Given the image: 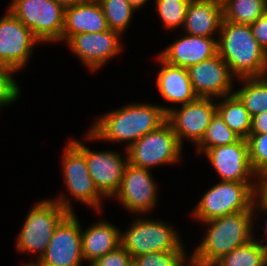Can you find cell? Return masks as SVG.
<instances>
[{"instance_id":"obj_34","label":"cell","mask_w":267,"mask_h":266,"mask_svg":"<svg viewBox=\"0 0 267 266\" xmlns=\"http://www.w3.org/2000/svg\"><path fill=\"white\" fill-rule=\"evenodd\" d=\"M255 178H258L255 182L254 188V203L252 208L256 210H267V173H258ZM259 199V200H258ZM257 203V204H256Z\"/></svg>"},{"instance_id":"obj_21","label":"cell","mask_w":267,"mask_h":266,"mask_svg":"<svg viewBox=\"0 0 267 266\" xmlns=\"http://www.w3.org/2000/svg\"><path fill=\"white\" fill-rule=\"evenodd\" d=\"M162 67L156 79V87L165 100L175 104H187L198 98L191 84L187 68L167 63L157 57Z\"/></svg>"},{"instance_id":"obj_6","label":"cell","mask_w":267,"mask_h":266,"mask_svg":"<svg viewBox=\"0 0 267 266\" xmlns=\"http://www.w3.org/2000/svg\"><path fill=\"white\" fill-rule=\"evenodd\" d=\"M8 10L41 42L62 41L65 8L55 0H12Z\"/></svg>"},{"instance_id":"obj_3","label":"cell","mask_w":267,"mask_h":266,"mask_svg":"<svg viewBox=\"0 0 267 266\" xmlns=\"http://www.w3.org/2000/svg\"><path fill=\"white\" fill-rule=\"evenodd\" d=\"M217 40L218 54L237 79L259 78L265 50L253 36L250 25L222 21Z\"/></svg>"},{"instance_id":"obj_38","label":"cell","mask_w":267,"mask_h":266,"mask_svg":"<svg viewBox=\"0 0 267 266\" xmlns=\"http://www.w3.org/2000/svg\"><path fill=\"white\" fill-rule=\"evenodd\" d=\"M129 4L135 9H140L148 0H127Z\"/></svg>"},{"instance_id":"obj_13","label":"cell","mask_w":267,"mask_h":266,"mask_svg":"<svg viewBox=\"0 0 267 266\" xmlns=\"http://www.w3.org/2000/svg\"><path fill=\"white\" fill-rule=\"evenodd\" d=\"M151 173L148 169L127 163L119 190L114 195L125 209L136 215L137 212L141 215L154 210L158 201L157 184Z\"/></svg>"},{"instance_id":"obj_16","label":"cell","mask_w":267,"mask_h":266,"mask_svg":"<svg viewBox=\"0 0 267 266\" xmlns=\"http://www.w3.org/2000/svg\"><path fill=\"white\" fill-rule=\"evenodd\" d=\"M120 37L119 32L109 29L99 33L76 34L66 43L89 70L96 71L121 52Z\"/></svg>"},{"instance_id":"obj_22","label":"cell","mask_w":267,"mask_h":266,"mask_svg":"<svg viewBox=\"0 0 267 266\" xmlns=\"http://www.w3.org/2000/svg\"><path fill=\"white\" fill-rule=\"evenodd\" d=\"M120 231L106 221L94 223L85 231L81 230L83 259L90 265L96 259L115 250L121 245Z\"/></svg>"},{"instance_id":"obj_14","label":"cell","mask_w":267,"mask_h":266,"mask_svg":"<svg viewBox=\"0 0 267 266\" xmlns=\"http://www.w3.org/2000/svg\"><path fill=\"white\" fill-rule=\"evenodd\" d=\"M62 157L65 186L76 200L100 211L102 194L88 171L85 156L69 141ZM101 203V204H100Z\"/></svg>"},{"instance_id":"obj_8","label":"cell","mask_w":267,"mask_h":266,"mask_svg":"<svg viewBox=\"0 0 267 266\" xmlns=\"http://www.w3.org/2000/svg\"><path fill=\"white\" fill-rule=\"evenodd\" d=\"M182 149L172 126L166 121L132 143L126 151L128 163L149 170L153 166L178 162Z\"/></svg>"},{"instance_id":"obj_40","label":"cell","mask_w":267,"mask_h":266,"mask_svg":"<svg viewBox=\"0 0 267 266\" xmlns=\"http://www.w3.org/2000/svg\"><path fill=\"white\" fill-rule=\"evenodd\" d=\"M22 266H39L38 259L36 261H30V263L24 264Z\"/></svg>"},{"instance_id":"obj_30","label":"cell","mask_w":267,"mask_h":266,"mask_svg":"<svg viewBox=\"0 0 267 266\" xmlns=\"http://www.w3.org/2000/svg\"><path fill=\"white\" fill-rule=\"evenodd\" d=\"M187 257L185 251L150 252L134 257L133 266H191Z\"/></svg>"},{"instance_id":"obj_17","label":"cell","mask_w":267,"mask_h":266,"mask_svg":"<svg viewBox=\"0 0 267 266\" xmlns=\"http://www.w3.org/2000/svg\"><path fill=\"white\" fill-rule=\"evenodd\" d=\"M204 154L208 157L221 181L256 182L251 181L256 176L253 172L245 138L237 142L209 148ZM250 177V178H249Z\"/></svg>"},{"instance_id":"obj_10","label":"cell","mask_w":267,"mask_h":266,"mask_svg":"<svg viewBox=\"0 0 267 266\" xmlns=\"http://www.w3.org/2000/svg\"><path fill=\"white\" fill-rule=\"evenodd\" d=\"M70 142L85 156L88 171L98 191L104 197H114L122 182L123 173L128 163L117 151H92L77 140ZM125 160V161H124Z\"/></svg>"},{"instance_id":"obj_29","label":"cell","mask_w":267,"mask_h":266,"mask_svg":"<svg viewBox=\"0 0 267 266\" xmlns=\"http://www.w3.org/2000/svg\"><path fill=\"white\" fill-rule=\"evenodd\" d=\"M190 0H156V10L166 29L183 27Z\"/></svg>"},{"instance_id":"obj_41","label":"cell","mask_w":267,"mask_h":266,"mask_svg":"<svg viewBox=\"0 0 267 266\" xmlns=\"http://www.w3.org/2000/svg\"><path fill=\"white\" fill-rule=\"evenodd\" d=\"M265 235H266V238H267V221H266V226H265ZM267 240V239H266ZM263 247H264V250H265V253H266V257H267V245L265 244H261Z\"/></svg>"},{"instance_id":"obj_39","label":"cell","mask_w":267,"mask_h":266,"mask_svg":"<svg viewBox=\"0 0 267 266\" xmlns=\"http://www.w3.org/2000/svg\"><path fill=\"white\" fill-rule=\"evenodd\" d=\"M267 50H265V55H264V66H263V70L261 73L260 78L267 80Z\"/></svg>"},{"instance_id":"obj_36","label":"cell","mask_w":267,"mask_h":266,"mask_svg":"<svg viewBox=\"0 0 267 266\" xmlns=\"http://www.w3.org/2000/svg\"><path fill=\"white\" fill-rule=\"evenodd\" d=\"M267 133V111L256 114L251 120L250 134Z\"/></svg>"},{"instance_id":"obj_33","label":"cell","mask_w":267,"mask_h":266,"mask_svg":"<svg viewBox=\"0 0 267 266\" xmlns=\"http://www.w3.org/2000/svg\"><path fill=\"white\" fill-rule=\"evenodd\" d=\"M89 266H133V257L121 245L96 259Z\"/></svg>"},{"instance_id":"obj_25","label":"cell","mask_w":267,"mask_h":266,"mask_svg":"<svg viewBox=\"0 0 267 266\" xmlns=\"http://www.w3.org/2000/svg\"><path fill=\"white\" fill-rule=\"evenodd\" d=\"M225 21L251 25L266 12V0H222Z\"/></svg>"},{"instance_id":"obj_7","label":"cell","mask_w":267,"mask_h":266,"mask_svg":"<svg viewBox=\"0 0 267 266\" xmlns=\"http://www.w3.org/2000/svg\"><path fill=\"white\" fill-rule=\"evenodd\" d=\"M178 234L165 222L138 216L125 233H120V242L133 258L150 252L185 251Z\"/></svg>"},{"instance_id":"obj_27","label":"cell","mask_w":267,"mask_h":266,"mask_svg":"<svg viewBox=\"0 0 267 266\" xmlns=\"http://www.w3.org/2000/svg\"><path fill=\"white\" fill-rule=\"evenodd\" d=\"M241 137L232 131L218 112L212 117L202 139L196 144L199 153H205L209 148L229 145L237 142Z\"/></svg>"},{"instance_id":"obj_11","label":"cell","mask_w":267,"mask_h":266,"mask_svg":"<svg viewBox=\"0 0 267 266\" xmlns=\"http://www.w3.org/2000/svg\"><path fill=\"white\" fill-rule=\"evenodd\" d=\"M0 18V62L16 72L28 63L35 44L41 43L8 9Z\"/></svg>"},{"instance_id":"obj_12","label":"cell","mask_w":267,"mask_h":266,"mask_svg":"<svg viewBox=\"0 0 267 266\" xmlns=\"http://www.w3.org/2000/svg\"><path fill=\"white\" fill-rule=\"evenodd\" d=\"M216 112L217 106L214 98L198 97L182 105L180 109L179 107L171 109L167 113V121L182 146L184 139H189L195 145L202 139Z\"/></svg>"},{"instance_id":"obj_2","label":"cell","mask_w":267,"mask_h":266,"mask_svg":"<svg viewBox=\"0 0 267 266\" xmlns=\"http://www.w3.org/2000/svg\"><path fill=\"white\" fill-rule=\"evenodd\" d=\"M255 211L253 208V211H240L203 222L209 226L206 236L189 256L191 266H212L222 256L253 239Z\"/></svg>"},{"instance_id":"obj_18","label":"cell","mask_w":267,"mask_h":266,"mask_svg":"<svg viewBox=\"0 0 267 266\" xmlns=\"http://www.w3.org/2000/svg\"><path fill=\"white\" fill-rule=\"evenodd\" d=\"M169 46L159 53V56L167 63L183 68L208 60L218 54L217 40L205 36L186 34Z\"/></svg>"},{"instance_id":"obj_28","label":"cell","mask_w":267,"mask_h":266,"mask_svg":"<svg viewBox=\"0 0 267 266\" xmlns=\"http://www.w3.org/2000/svg\"><path fill=\"white\" fill-rule=\"evenodd\" d=\"M110 30L122 34L128 28L135 9L127 0H99Z\"/></svg>"},{"instance_id":"obj_4","label":"cell","mask_w":267,"mask_h":266,"mask_svg":"<svg viewBox=\"0 0 267 266\" xmlns=\"http://www.w3.org/2000/svg\"><path fill=\"white\" fill-rule=\"evenodd\" d=\"M60 196L57 200L46 199L34 204L15 244L19 252H39V258L46 252L56 227L70 212H74L70 199Z\"/></svg>"},{"instance_id":"obj_23","label":"cell","mask_w":267,"mask_h":266,"mask_svg":"<svg viewBox=\"0 0 267 266\" xmlns=\"http://www.w3.org/2000/svg\"><path fill=\"white\" fill-rule=\"evenodd\" d=\"M224 98L216 103L217 112L232 131L246 139L250 135L252 117L235 94Z\"/></svg>"},{"instance_id":"obj_19","label":"cell","mask_w":267,"mask_h":266,"mask_svg":"<svg viewBox=\"0 0 267 266\" xmlns=\"http://www.w3.org/2000/svg\"><path fill=\"white\" fill-rule=\"evenodd\" d=\"M109 30L106 17L98 1L86 0L65 8L62 41L73 35Z\"/></svg>"},{"instance_id":"obj_31","label":"cell","mask_w":267,"mask_h":266,"mask_svg":"<svg viewBox=\"0 0 267 266\" xmlns=\"http://www.w3.org/2000/svg\"><path fill=\"white\" fill-rule=\"evenodd\" d=\"M249 161L255 174L267 170V133L250 134L247 138Z\"/></svg>"},{"instance_id":"obj_1","label":"cell","mask_w":267,"mask_h":266,"mask_svg":"<svg viewBox=\"0 0 267 266\" xmlns=\"http://www.w3.org/2000/svg\"><path fill=\"white\" fill-rule=\"evenodd\" d=\"M161 105L132 103L108 112L89 129V140L129 142L125 149L145 134L159 128L167 121V113L172 109Z\"/></svg>"},{"instance_id":"obj_9","label":"cell","mask_w":267,"mask_h":266,"mask_svg":"<svg viewBox=\"0 0 267 266\" xmlns=\"http://www.w3.org/2000/svg\"><path fill=\"white\" fill-rule=\"evenodd\" d=\"M39 266H81L83 259L81 228L74 212L56 227Z\"/></svg>"},{"instance_id":"obj_32","label":"cell","mask_w":267,"mask_h":266,"mask_svg":"<svg viewBox=\"0 0 267 266\" xmlns=\"http://www.w3.org/2000/svg\"><path fill=\"white\" fill-rule=\"evenodd\" d=\"M16 71L0 62V107L12 104L20 98V88L12 74Z\"/></svg>"},{"instance_id":"obj_15","label":"cell","mask_w":267,"mask_h":266,"mask_svg":"<svg viewBox=\"0 0 267 266\" xmlns=\"http://www.w3.org/2000/svg\"><path fill=\"white\" fill-rule=\"evenodd\" d=\"M193 89L198 97L223 98L234 94L233 74L219 54L187 68Z\"/></svg>"},{"instance_id":"obj_5","label":"cell","mask_w":267,"mask_h":266,"mask_svg":"<svg viewBox=\"0 0 267 266\" xmlns=\"http://www.w3.org/2000/svg\"><path fill=\"white\" fill-rule=\"evenodd\" d=\"M254 188V182L220 180L207 190L192 215L203 223L240 211H253Z\"/></svg>"},{"instance_id":"obj_35","label":"cell","mask_w":267,"mask_h":266,"mask_svg":"<svg viewBox=\"0 0 267 266\" xmlns=\"http://www.w3.org/2000/svg\"><path fill=\"white\" fill-rule=\"evenodd\" d=\"M250 28L259 45L267 50V11L252 23Z\"/></svg>"},{"instance_id":"obj_26","label":"cell","mask_w":267,"mask_h":266,"mask_svg":"<svg viewBox=\"0 0 267 266\" xmlns=\"http://www.w3.org/2000/svg\"><path fill=\"white\" fill-rule=\"evenodd\" d=\"M244 84L234 94L244 104V107L253 117L267 111V80L262 78L239 79Z\"/></svg>"},{"instance_id":"obj_24","label":"cell","mask_w":267,"mask_h":266,"mask_svg":"<svg viewBox=\"0 0 267 266\" xmlns=\"http://www.w3.org/2000/svg\"><path fill=\"white\" fill-rule=\"evenodd\" d=\"M262 242L251 239L218 259L212 266H267Z\"/></svg>"},{"instance_id":"obj_37","label":"cell","mask_w":267,"mask_h":266,"mask_svg":"<svg viewBox=\"0 0 267 266\" xmlns=\"http://www.w3.org/2000/svg\"><path fill=\"white\" fill-rule=\"evenodd\" d=\"M55 1L60 3L64 8H67V7L73 6L75 4L84 2L86 0H55Z\"/></svg>"},{"instance_id":"obj_20","label":"cell","mask_w":267,"mask_h":266,"mask_svg":"<svg viewBox=\"0 0 267 266\" xmlns=\"http://www.w3.org/2000/svg\"><path fill=\"white\" fill-rule=\"evenodd\" d=\"M224 19L222 0H190L183 30L186 34L213 38Z\"/></svg>"}]
</instances>
